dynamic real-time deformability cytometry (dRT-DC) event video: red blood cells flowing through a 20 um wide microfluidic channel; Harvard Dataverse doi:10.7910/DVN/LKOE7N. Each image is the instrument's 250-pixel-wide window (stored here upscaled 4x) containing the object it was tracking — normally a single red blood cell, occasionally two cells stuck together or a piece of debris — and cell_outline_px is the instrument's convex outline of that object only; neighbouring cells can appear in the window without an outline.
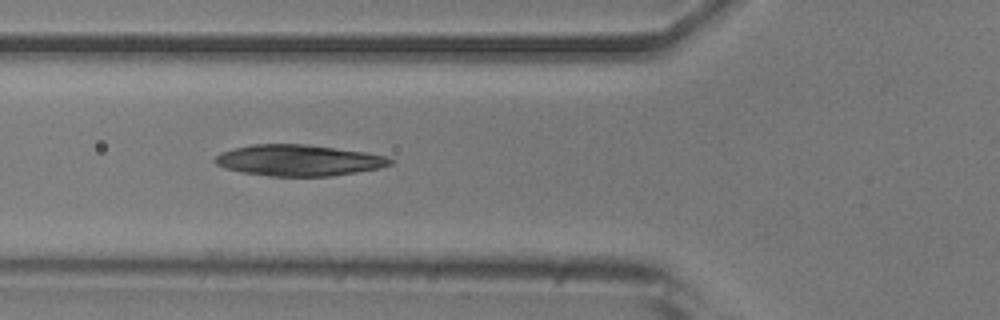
{"species": "common noctule bat (a hibernating species)", "species_latin": "Nyctalus noctula", "temperature_condition": "room temperature", "stored_images_in_passage": 5, "camera_frame_rate_fps": 3000, "um_per_image_px": 0.085, "animal": {"sex": "male", "body_mass_g": 20.5, "forearm_length_mm": 52.5}, "frame": {"image": 1, "passage_image": 5, "time_ms": 1.333, "image_size_px": [1000, 320], "cell_outline_px": [[396, 160], [392, 164], [380, 168], [332, 176], [268, 176], [244, 172], [228, 168], [216, 164], [212, 160], [220, 152], [232, 148], [252, 144], [304, 144], [364, 152], [384, 156]], "centroid_in_image_um": [25.38, 13.62], "position_along_channel_um": 100.4, "area_um2": 31.67}}